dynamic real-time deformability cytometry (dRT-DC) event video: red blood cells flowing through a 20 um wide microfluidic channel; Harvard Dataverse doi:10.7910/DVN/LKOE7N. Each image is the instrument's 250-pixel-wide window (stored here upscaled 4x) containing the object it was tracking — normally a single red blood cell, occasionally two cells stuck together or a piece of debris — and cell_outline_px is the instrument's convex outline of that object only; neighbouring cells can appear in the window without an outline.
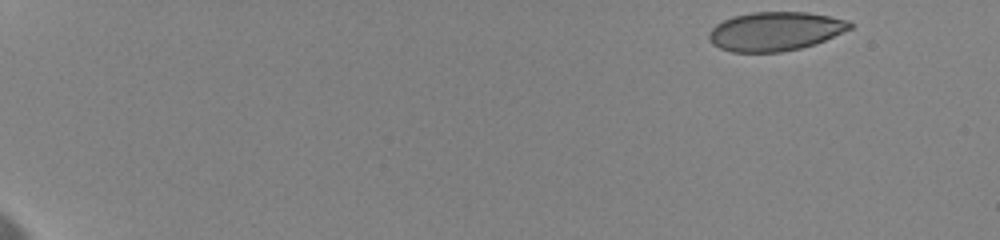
{"species": "human", "species_latin": "Homo sapiens", "temperature_condition": "cold", "stored_images_in_passage": 43, "camera_frame_rate_fps": 3000, "um_per_image_px": 0.085, "donor": {"sex": "female"}, "frame": {"image": 1, "passage_image": 1, "time_ms": 0.0, "image_size_px": [1000, 240], "cell_outline_px": [[852, 28], [824, 40], [800, 48], [780, 52], [732, 52], [720, 48], [712, 44], [708, 40], [708, 32], [716, 24], [732, 16], [752, 12], [808, 12], [848, 20], [852, 24]], "centroid_in_image_um": [65.84, 2.66], "position_along_channel_um": 19.2, "area_um2": 31.91}}
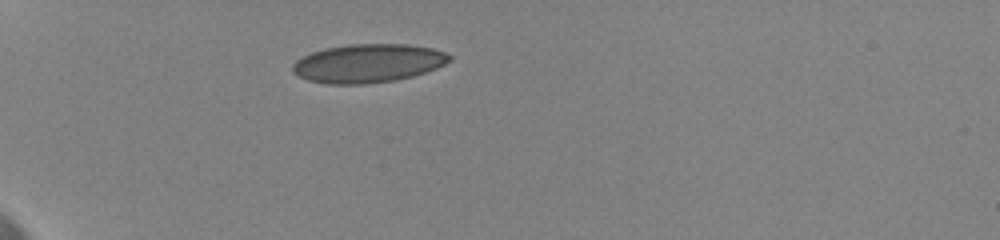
{"frame": {"image": 2, "passage_image": 37, "time_ms": 4.667, "image_size_px": [1000, 240], "cell_outline_px": [[452, 60], [436, 68], [412, 76], [396, 80], [364, 84], [324, 84], [308, 80], [292, 72], [292, 64], [296, 60], [312, 52], [324, 48], [352, 44], [408, 44], [432, 48], [444, 52], [452, 56]], "centroid_in_image_um": [31.28, 5.38], "position_along_channel_um": 53.7, "area_um2": 35.26}}